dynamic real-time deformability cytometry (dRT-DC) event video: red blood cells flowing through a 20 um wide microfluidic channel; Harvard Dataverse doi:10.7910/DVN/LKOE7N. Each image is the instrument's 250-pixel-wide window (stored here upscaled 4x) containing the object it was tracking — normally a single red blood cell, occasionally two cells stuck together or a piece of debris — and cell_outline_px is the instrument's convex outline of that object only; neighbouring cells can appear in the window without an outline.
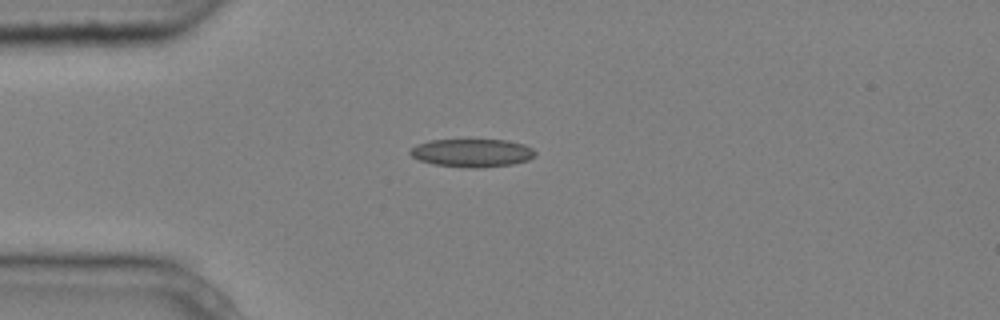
{"species": "common noctule bat (a hibernating species)", "species_latin": "Nyctalus noctula", "temperature_condition": "cold", "stored_images_in_passage": 5, "camera_frame_rate_fps": 3000, "um_per_image_px": 0.085, "animal": {"sex": "male", "body_mass_g": 20.4}, "frame": {"image": 1, "passage_image": 3, "time_ms": 0.667, "image_size_px": [1000, 320], "cell_outline_px": [[536, 156], [528, 160], [512, 164], [480, 168], [472, 168], [432, 164], [420, 160], [412, 156], [408, 152], [416, 144], [432, 140], [508, 140], [524, 144], [532, 148], [536, 152]], "centroid_in_image_um": [40.15, 13.0], "position_along_channel_um": 44.9, "area_um2": 20.52}}
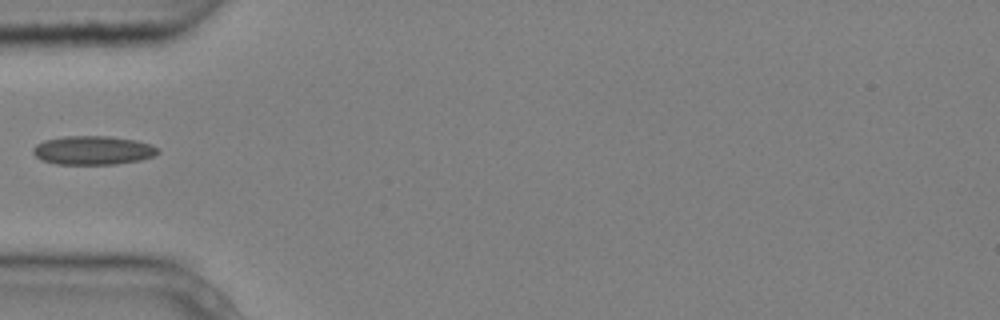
{"frame": {"image": 2, "passage_image": 4, "time_ms": 1.0, "image_size_px": [1000, 320], "cell_outline_px": [[160, 152], [152, 156], [140, 160], [116, 164], [56, 164], [40, 160], [32, 152], [32, 148], [36, 144], [44, 140], [64, 136], [108, 136], [136, 140], [148, 144], [156, 148]], "centroid_in_image_um": [7.84, 12.78], "position_along_channel_um": 77.2, "area_um2": 20.92}}
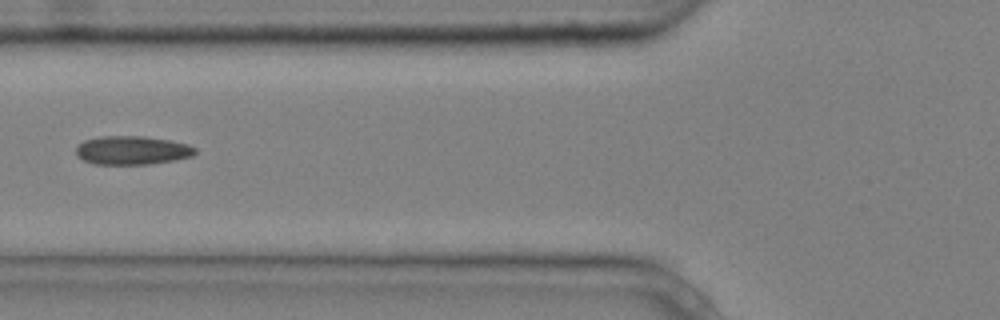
{"frame": {"image": 3, "passage_image": 5, "time_ms": 1.333, "image_size_px": [1000, 320], "cell_outline_px": [[196, 152], [192, 156], [176, 160], [148, 164], [96, 164], [84, 160], [76, 156], [76, 148], [84, 140], [100, 136], [144, 136], [168, 140], [188, 144], [196, 148]], "centroid_in_image_um": [11.23, 12.77], "position_along_channel_um": 114.6, "area_um2": 19.88}}